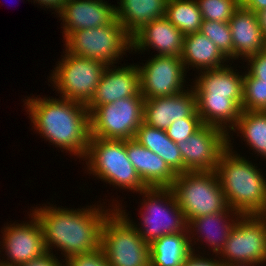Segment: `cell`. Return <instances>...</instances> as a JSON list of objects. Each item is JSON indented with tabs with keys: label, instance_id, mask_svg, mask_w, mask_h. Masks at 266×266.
<instances>
[{
	"label": "cell",
	"instance_id": "484cf974",
	"mask_svg": "<svg viewBox=\"0 0 266 266\" xmlns=\"http://www.w3.org/2000/svg\"><path fill=\"white\" fill-rule=\"evenodd\" d=\"M150 245V266H182L192 253L188 232L163 235Z\"/></svg>",
	"mask_w": 266,
	"mask_h": 266
},
{
	"label": "cell",
	"instance_id": "cb8c5ba5",
	"mask_svg": "<svg viewBox=\"0 0 266 266\" xmlns=\"http://www.w3.org/2000/svg\"><path fill=\"white\" fill-rule=\"evenodd\" d=\"M116 18L133 37L147 23L164 18L168 0H120Z\"/></svg>",
	"mask_w": 266,
	"mask_h": 266
},
{
	"label": "cell",
	"instance_id": "4316f807",
	"mask_svg": "<svg viewBox=\"0 0 266 266\" xmlns=\"http://www.w3.org/2000/svg\"><path fill=\"white\" fill-rule=\"evenodd\" d=\"M231 131L240 133L251 150L266 159V112L242 111Z\"/></svg>",
	"mask_w": 266,
	"mask_h": 266
},
{
	"label": "cell",
	"instance_id": "8fae6325",
	"mask_svg": "<svg viewBox=\"0 0 266 266\" xmlns=\"http://www.w3.org/2000/svg\"><path fill=\"white\" fill-rule=\"evenodd\" d=\"M87 109L91 137L130 140L134 139L137 129L143 123L144 98L128 97Z\"/></svg>",
	"mask_w": 266,
	"mask_h": 266
},
{
	"label": "cell",
	"instance_id": "6da1fadb",
	"mask_svg": "<svg viewBox=\"0 0 266 266\" xmlns=\"http://www.w3.org/2000/svg\"><path fill=\"white\" fill-rule=\"evenodd\" d=\"M53 206L32 210L40 221L46 252L51 253L52 247H57L66 260L100 248L102 223L114 208L104 210L103 206L90 205L73 210Z\"/></svg>",
	"mask_w": 266,
	"mask_h": 266
},
{
	"label": "cell",
	"instance_id": "d590c367",
	"mask_svg": "<svg viewBox=\"0 0 266 266\" xmlns=\"http://www.w3.org/2000/svg\"><path fill=\"white\" fill-rule=\"evenodd\" d=\"M64 261H59L57 257L50 252H46L41 257H38L34 260L24 263L20 266H64Z\"/></svg>",
	"mask_w": 266,
	"mask_h": 266
},
{
	"label": "cell",
	"instance_id": "f546056e",
	"mask_svg": "<svg viewBox=\"0 0 266 266\" xmlns=\"http://www.w3.org/2000/svg\"><path fill=\"white\" fill-rule=\"evenodd\" d=\"M200 32L230 60L233 59V39L228 22L203 20Z\"/></svg>",
	"mask_w": 266,
	"mask_h": 266
},
{
	"label": "cell",
	"instance_id": "9c48e42d",
	"mask_svg": "<svg viewBox=\"0 0 266 266\" xmlns=\"http://www.w3.org/2000/svg\"><path fill=\"white\" fill-rule=\"evenodd\" d=\"M64 46L70 54L112 66L126 54V50L132 52V37L116 19L113 23L102 27L72 32L65 39Z\"/></svg>",
	"mask_w": 266,
	"mask_h": 266
},
{
	"label": "cell",
	"instance_id": "2e32d148",
	"mask_svg": "<svg viewBox=\"0 0 266 266\" xmlns=\"http://www.w3.org/2000/svg\"><path fill=\"white\" fill-rule=\"evenodd\" d=\"M176 95L144 99L143 122L166 130L174 121L200 117L197 113L196 94L192 86Z\"/></svg>",
	"mask_w": 266,
	"mask_h": 266
},
{
	"label": "cell",
	"instance_id": "1f68e13d",
	"mask_svg": "<svg viewBox=\"0 0 266 266\" xmlns=\"http://www.w3.org/2000/svg\"><path fill=\"white\" fill-rule=\"evenodd\" d=\"M203 125L201 117H187L183 120L174 121L165 132L171 140L178 144L186 141Z\"/></svg>",
	"mask_w": 266,
	"mask_h": 266
},
{
	"label": "cell",
	"instance_id": "603a6c76",
	"mask_svg": "<svg viewBox=\"0 0 266 266\" xmlns=\"http://www.w3.org/2000/svg\"><path fill=\"white\" fill-rule=\"evenodd\" d=\"M180 58L186 70L192 66L198 71L219 69L227 66L225 62H229L219 48L201 32L184 36Z\"/></svg>",
	"mask_w": 266,
	"mask_h": 266
},
{
	"label": "cell",
	"instance_id": "e575fe53",
	"mask_svg": "<svg viewBox=\"0 0 266 266\" xmlns=\"http://www.w3.org/2000/svg\"><path fill=\"white\" fill-rule=\"evenodd\" d=\"M182 266H225V264L221 262L220 258L219 260L210 257L208 259L192 252Z\"/></svg>",
	"mask_w": 266,
	"mask_h": 266
},
{
	"label": "cell",
	"instance_id": "74e56055",
	"mask_svg": "<svg viewBox=\"0 0 266 266\" xmlns=\"http://www.w3.org/2000/svg\"><path fill=\"white\" fill-rule=\"evenodd\" d=\"M68 0H34V3L38 2L42 7L55 9V12L60 14L64 5L67 3Z\"/></svg>",
	"mask_w": 266,
	"mask_h": 266
},
{
	"label": "cell",
	"instance_id": "52a82bcc",
	"mask_svg": "<svg viewBox=\"0 0 266 266\" xmlns=\"http://www.w3.org/2000/svg\"><path fill=\"white\" fill-rule=\"evenodd\" d=\"M187 223L196 217L228 208L216 171H186L177 174L170 187Z\"/></svg>",
	"mask_w": 266,
	"mask_h": 266
},
{
	"label": "cell",
	"instance_id": "30bf717a",
	"mask_svg": "<svg viewBox=\"0 0 266 266\" xmlns=\"http://www.w3.org/2000/svg\"><path fill=\"white\" fill-rule=\"evenodd\" d=\"M63 53L62 60L57 62L51 73L52 84L61 98L87 105L107 66L91 58L70 54L66 50Z\"/></svg>",
	"mask_w": 266,
	"mask_h": 266
},
{
	"label": "cell",
	"instance_id": "4dcf8cb0",
	"mask_svg": "<svg viewBox=\"0 0 266 266\" xmlns=\"http://www.w3.org/2000/svg\"><path fill=\"white\" fill-rule=\"evenodd\" d=\"M203 20L229 22L240 0H196Z\"/></svg>",
	"mask_w": 266,
	"mask_h": 266
},
{
	"label": "cell",
	"instance_id": "5bb4252c",
	"mask_svg": "<svg viewBox=\"0 0 266 266\" xmlns=\"http://www.w3.org/2000/svg\"><path fill=\"white\" fill-rule=\"evenodd\" d=\"M228 133L203 125L186 141L178 143L186 171H216L221 155L228 149Z\"/></svg>",
	"mask_w": 266,
	"mask_h": 266
},
{
	"label": "cell",
	"instance_id": "44dd1931",
	"mask_svg": "<svg viewBox=\"0 0 266 266\" xmlns=\"http://www.w3.org/2000/svg\"><path fill=\"white\" fill-rule=\"evenodd\" d=\"M233 39V59L244 61L266 48L257 14L239 6L228 22Z\"/></svg>",
	"mask_w": 266,
	"mask_h": 266
},
{
	"label": "cell",
	"instance_id": "e0dca14e",
	"mask_svg": "<svg viewBox=\"0 0 266 266\" xmlns=\"http://www.w3.org/2000/svg\"><path fill=\"white\" fill-rule=\"evenodd\" d=\"M116 5L103 0H68L58 17L63 22V40L72 32L113 23Z\"/></svg>",
	"mask_w": 266,
	"mask_h": 266
},
{
	"label": "cell",
	"instance_id": "d4e9b609",
	"mask_svg": "<svg viewBox=\"0 0 266 266\" xmlns=\"http://www.w3.org/2000/svg\"><path fill=\"white\" fill-rule=\"evenodd\" d=\"M134 140L156 153L176 173H183V158L178 144L171 140L165 130L142 123L136 131Z\"/></svg>",
	"mask_w": 266,
	"mask_h": 266
},
{
	"label": "cell",
	"instance_id": "836d02e7",
	"mask_svg": "<svg viewBox=\"0 0 266 266\" xmlns=\"http://www.w3.org/2000/svg\"><path fill=\"white\" fill-rule=\"evenodd\" d=\"M246 61H248V67H246L248 68V73L253 78L266 80V48L259 53L248 57Z\"/></svg>",
	"mask_w": 266,
	"mask_h": 266
},
{
	"label": "cell",
	"instance_id": "7a4b0ae2",
	"mask_svg": "<svg viewBox=\"0 0 266 266\" xmlns=\"http://www.w3.org/2000/svg\"><path fill=\"white\" fill-rule=\"evenodd\" d=\"M30 96L25 99L34 130L46 141L84 159L91 138L86 104L69 99Z\"/></svg>",
	"mask_w": 266,
	"mask_h": 266
},
{
	"label": "cell",
	"instance_id": "83f0119b",
	"mask_svg": "<svg viewBox=\"0 0 266 266\" xmlns=\"http://www.w3.org/2000/svg\"><path fill=\"white\" fill-rule=\"evenodd\" d=\"M165 17L184 36L200 32L203 21L196 0H168Z\"/></svg>",
	"mask_w": 266,
	"mask_h": 266
},
{
	"label": "cell",
	"instance_id": "8992f818",
	"mask_svg": "<svg viewBox=\"0 0 266 266\" xmlns=\"http://www.w3.org/2000/svg\"><path fill=\"white\" fill-rule=\"evenodd\" d=\"M140 194L146 198L141 203L142 226L130 220L126 210H121L123 207L120 203L115 204L113 208H117L133 224L147 244H151L163 235L188 232V223L171 188H147Z\"/></svg>",
	"mask_w": 266,
	"mask_h": 266
},
{
	"label": "cell",
	"instance_id": "ba28073f",
	"mask_svg": "<svg viewBox=\"0 0 266 266\" xmlns=\"http://www.w3.org/2000/svg\"><path fill=\"white\" fill-rule=\"evenodd\" d=\"M100 248L110 266H150V245L117 208L102 223Z\"/></svg>",
	"mask_w": 266,
	"mask_h": 266
},
{
	"label": "cell",
	"instance_id": "60d3db41",
	"mask_svg": "<svg viewBox=\"0 0 266 266\" xmlns=\"http://www.w3.org/2000/svg\"><path fill=\"white\" fill-rule=\"evenodd\" d=\"M261 216L264 217L266 219V207L265 209L263 210V212L261 213Z\"/></svg>",
	"mask_w": 266,
	"mask_h": 266
},
{
	"label": "cell",
	"instance_id": "d6a6232c",
	"mask_svg": "<svg viewBox=\"0 0 266 266\" xmlns=\"http://www.w3.org/2000/svg\"><path fill=\"white\" fill-rule=\"evenodd\" d=\"M64 261V266H110L101 248L81 255H74Z\"/></svg>",
	"mask_w": 266,
	"mask_h": 266
},
{
	"label": "cell",
	"instance_id": "4fadbf2b",
	"mask_svg": "<svg viewBox=\"0 0 266 266\" xmlns=\"http://www.w3.org/2000/svg\"><path fill=\"white\" fill-rule=\"evenodd\" d=\"M144 99L168 97L185 90L186 69L180 56H156L139 66Z\"/></svg>",
	"mask_w": 266,
	"mask_h": 266
},
{
	"label": "cell",
	"instance_id": "5b68a950",
	"mask_svg": "<svg viewBox=\"0 0 266 266\" xmlns=\"http://www.w3.org/2000/svg\"><path fill=\"white\" fill-rule=\"evenodd\" d=\"M88 172L110 185L140 193L148 187L129 161L126 140L91 137L85 156Z\"/></svg>",
	"mask_w": 266,
	"mask_h": 266
},
{
	"label": "cell",
	"instance_id": "f35d334b",
	"mask_svg": "<svg viewBox=\"0 0 266 266\" xmlns=\"http://www.w3.org/2000/svg\"><path fill=\"white\" fill-rule=\"evenodd\" d=\"M256 14L259 20L263 38L266 41V8Z\"/></svg>",
	"mask_w": 266,
	"mask_h": 266
},
{
	"label": "cell",
	"instance_id": "3957f363",
	"mask_svg": "<svg viewBox=\"0 0 266 266\" xmlns=\"http://www.w3.org/2000/svg\"><path fill=\"white\" fill-rule=\"evenodd\" d=\"M228 66L200 71L192 88L196 94L197 113L203 124L230 134L229 129L235 126L243 111L244 74L239 75L237 69L234 71L231 65Z\"/></svg>",
	"mask_w": 266,
	"mask_h": 266
},
{
	"label": "cell",
	"instance_id": "ffe728a7",
	"mask_svg": "<svg viewBox=\"0 0 266 266\" xmlns=\"http://www.w3.org/2000/svg\"><path fill=\"white\" fill-rule=\"evenodd\" d=\"M241 216L242 214L228 207L223 212L203 215L191 219L188 222L187 229L192 252H195V248H193L195 244L191 243L193 242L192 240L198 238L197 241L199 242V238H203L206 244L211 247L209 250H212L217 257L224 248L228 236ZM193 232L196 233L194 234ZM196 234H200V236L198 235V237L195 238L194 235L196 236Z\"/></svg>",
	"mask_w": 266,
	"mask_h": 266
},
{
	"label": "cell",
	"instance_id": "d6986e66",
	"mask_svg": "<svg viewBox=\"0 0 266 266\" xmlns=\"http://www.w3.org/2000/svg\"><path fill=\"white\" fill-rule=\"evenodd\" d=\"M184 35L166 17L147 23L132 37V51L153 48L156 56H181Z\"/></svg>",
	"mask_w": 266,
	"mask_h": 266
},
{
	"label": "cell",
	"instance_id": "8d00e7d4",
	"mask_svg": "<svg viewBox=\"0 0 266 266\" xmlns=\"http://www.w3.org/2000/svg\"><path fill=\"white\" fill-rule=\"evenodd\" d=\"M240 5L254 13H258L266 8V0H240Z\"/></svg>",
	"mask_w": 266,
	"mask_h": 266
},
{
	"label": "cell",
	"instance_id": "ac0fdd59",
	"mask_svg": "<svg viewBox=\"0 0 266 266\" xmlns=\"http://www.w3.org/2000/svg\"><path fill=\"white\" fill-rule=\"evenodd\" d=\"M110 67L105 68L95 94L86 107H98L128 97H143L140 93L138 65Z\"/></svg>",
	"mask_w": 266,
	"mask_h": 266
},
{
	"label": "cell",
	"instance_id": "9a60e30c",
	"mask_svg": "<svg viewBox=\"0 0 266 266\" xmlns=\"http://www.w3.org/2000/svg\"><path fill=\"white\" fill-rule=\"evenodd\" d=\"M29 216L32 218L29 222L16 225L10 223V226H4V232L1 231L3 234L1 245L8 257L5 261L0 259L1 264L20 266L46 253L40 221L33 213Z\"/></svg>",
	"mask_w": 266,
	"mask_h": 266
},
{
	"label": "cell",
	"instance_id": "f1b7e54d",
	"mask_svg": "<svg viewBox=\"0 0 266 266\" xmlns=\"http://www.w3.org/2000/svg\"><path fill=\"white\" fill-rule=\"evenodd\" d=\"M243 76V111L266 112V80L253 78L247 71Z\"/></svg>",
	"mask_w": 266,
	"mask_h": 266
},
{
	"label": "cell",
	"instance_id": "7402d4cb",
	"mask_svg": "<svg viewBox=\"0 0 266 266\" xmlns=\"http://www.w3.org/2000/svg\"><path fill=\"white\" fill-rule=\"evenodd\" d=\"M129 161L148 188H170L177 174L156 153L136 140H126Z\"/></svg>",
	"mask_w": 266,
	"mask_h": 266
},
{
	"label": "cell",
	"instance_id": "ab89813d",
	"mask_svg": "<svg viewBox=\"0 0 266 266\" xmlns=\"http://www.w3.org/2000/svg\"><path fill=\"white\" fill-rule=\"evenodd\" d=\"M260 266L259 264L256 263H231V264H226L225 266Z\"/></svg>",
	"mask_w": 266,
	"mask_h": 266
},
{
	"label": "cell",
	"instance_id": "7c38bea8",
	"mask_svg": "<svg viewBox=\"0 0 266 266\" xmlns=\"http://www.w3.org/2000/svg\"><path fill=\"white\" fill-rule=\"evenodd\" d=\"M218 255L225 265L231 263L263 265L266 262V219L261 215H242Z\"/></svg>",
	"mask_w": 266,
	"mask_h": 266
},
{
	"label": "cell",
	"instance_id": "277c9868",
	"mask_svg": "<svg viewBox=\"0 0 266 266\" xmlns=\"http://www.w3.org/2000/svg\"><path fill=\"white\" fill-rule=\"evenodd\" d=\"M232 144L228 135V149L216 168L227 205L242 215H261L266 207V178L256 164L235 153Z\"/></svg>",
	"mask_w": 266,
	"mask_h": 266
}]
</instances>
